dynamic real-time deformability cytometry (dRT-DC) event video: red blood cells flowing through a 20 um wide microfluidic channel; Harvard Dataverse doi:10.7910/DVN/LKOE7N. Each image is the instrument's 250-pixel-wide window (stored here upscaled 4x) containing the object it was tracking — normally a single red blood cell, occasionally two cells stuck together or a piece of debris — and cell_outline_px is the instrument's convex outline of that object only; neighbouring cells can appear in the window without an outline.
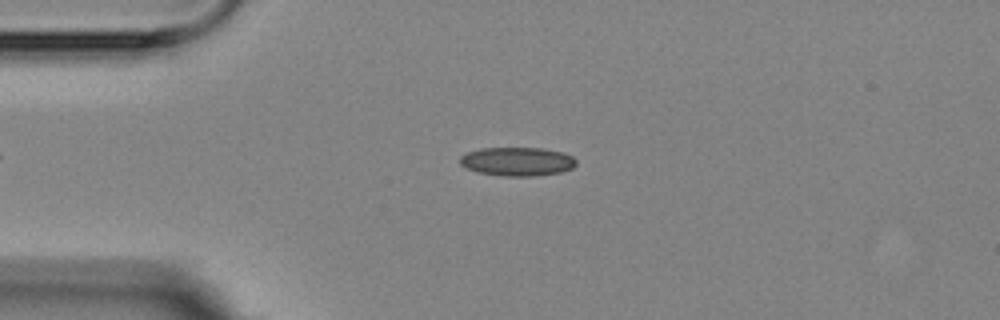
{"species": "Egyptian fruit bat (a non-hibernating species)", "species_latin": "Rousettus aegyptiacus", "temperature_condition": "room temperature", "stored_images_in_passage": 3, "camera_frame_rate_fps": 3000, "um_per_image_px": 0.085, "animal": {"sex": "female"}, "frame": {"image": 1, "passage_image": 2, "time_ms": 1.333, "image_size_px": [1000, 320], "cell_outline_px": [[576, 164], [572, 168], [560, 172], [532, 176], [504, 176], [480, 172], [468, 168], [460, 164], [460, 156], [468, 152], [480, 148], [544, 148], [564, 152], [572, 156], [576, 160]], "centroid_in_image_um": [43.99, 13.71], "position_along_channel_um": 41.0, "area_um2": 19.36}}